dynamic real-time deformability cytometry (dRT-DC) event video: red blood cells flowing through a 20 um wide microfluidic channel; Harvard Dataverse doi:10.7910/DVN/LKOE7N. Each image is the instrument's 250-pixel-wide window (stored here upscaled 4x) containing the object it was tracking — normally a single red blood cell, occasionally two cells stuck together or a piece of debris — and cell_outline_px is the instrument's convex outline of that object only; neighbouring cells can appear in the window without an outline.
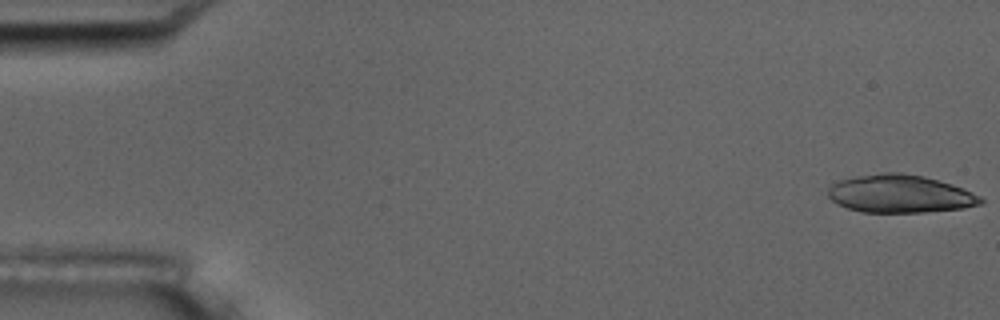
{"species": "common noctule bat (a hibernating species)", "species_latin": "Nyctalus noctula", "temperature_condition": "room temperature", "stored_images_in_passage": 11, "camera_frame_rate_fps": 3000, "um_per_image_px": 0.085, "animal": {"sex": "male", "body_mass_g": 17.5, "forearm_length_mm": 52.3}, "frame": {"image": 1, "passage_image": 1, "time_ms": 0.0, "image_size_px": [1000, 320], "cell_outline_px": [[984, 200], [980, 204], [964, 208], [924, 212], [860, 212], [836, 204], [828, 196], [828, 188], [832, 184], [840, 180], [856, 176], [884, 172], [900, 172], [924, 176], [952, 184], [964, 188], [980, 196]], "centroid_in_image_um": [76.5, 16.47], "position_along_channel_um": 8.5, "area_um2": 33.81}}
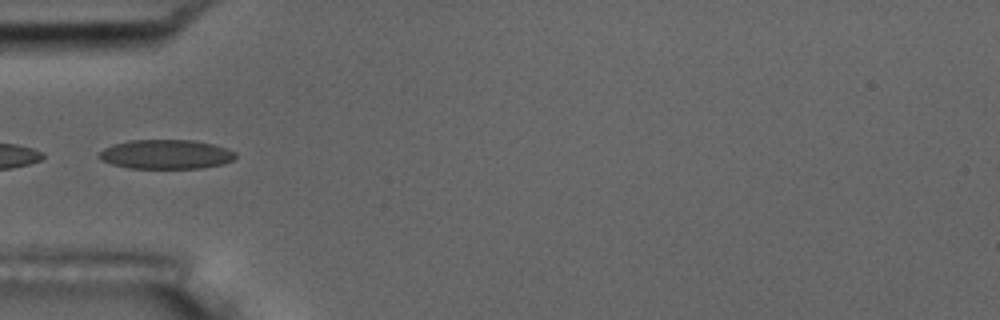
{"frame": {"image": 2, "passage_image": 5, "time_ms": 5.667, "image_size_px": [1000, 320], "cell_outline_px": [[236, 156], [232, 160], [224, 164], [200, 168], [128, 168], [112, 164], [100, 160], [96, 156], [104, 148], [112, 144], [128, 140], [192, 140], [212, 144], [228, 148], [236, 152]], "centroid_in_image_um": [14.09, 13.11], "position_along_channel_um": 70.9, "area_um2": 23.47}}
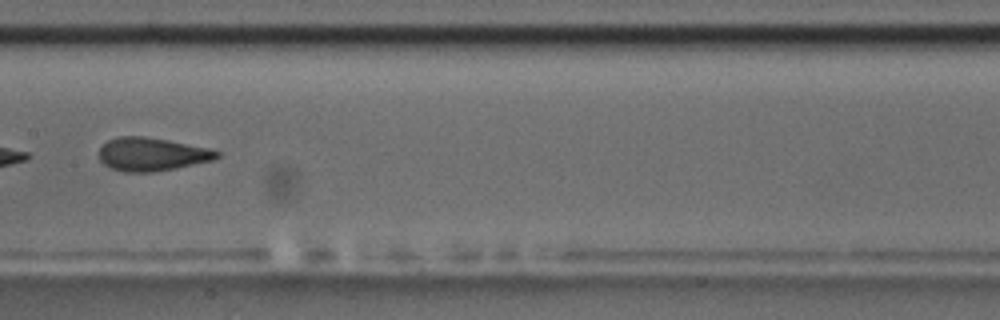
{"frame": {"image": 3, "passage_image": 8, "time_ms": 9.0, "image_size_px": [1000, 320], "cell_outline_px": [[220, 156], [212, 160], [176, 168], [152, 172], [124, 172], [112, 168], [104, 164], [100, 160], [100, 148], [108, 140], [120, 136], [144, 136], [168, 140], [208, 148], [220, 152]], "centroid_in_image_um": [12.9, 13.11], "position_along_channel_um": 194.5, "area_um2": 22.66}}